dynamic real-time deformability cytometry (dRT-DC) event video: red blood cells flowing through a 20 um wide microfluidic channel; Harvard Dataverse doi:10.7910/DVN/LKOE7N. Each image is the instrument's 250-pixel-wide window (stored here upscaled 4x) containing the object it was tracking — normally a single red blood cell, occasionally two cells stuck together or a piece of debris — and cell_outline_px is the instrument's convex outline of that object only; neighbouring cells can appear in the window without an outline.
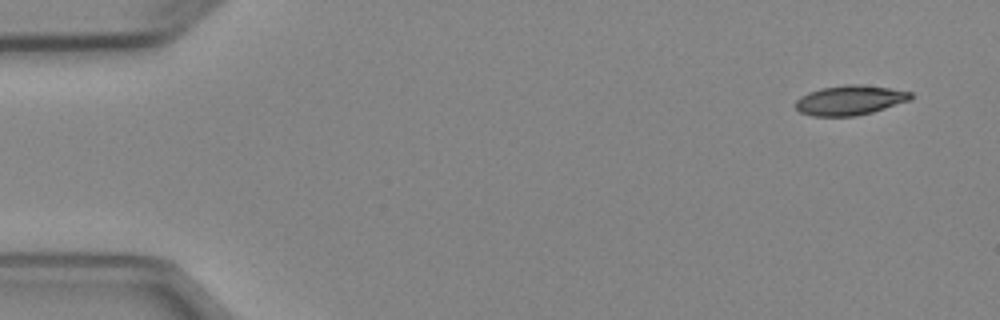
{"species": "Egyptian fruit bat (a non-hibernating species)", "species_latin": "Rousettus aegyptiacus", "temperature_condition": "cold", "stored_images_in_passage": 4, "camera_frame_rate_fps": 3000, "um_per_image_px": 0.085, "animal": {"sex": "female"}, "frame": {"image": 1, "passage_image": 1, "time_ms": 0.0, "image_size_px": [1000, 320], "cell_outline_px": [[912, 100], [872, 112], [856, 116], [812, 116], [800, 112], [796, 108], [796, 100], [800, 96], [808, 92], [820, 88], [848, 84], [856, 84], [888, 88], [912, 92]], "centroid_in_image_um": [72.24, 8.52], "position_along_channel_um": 12.8, "area_um2": 19.94}}
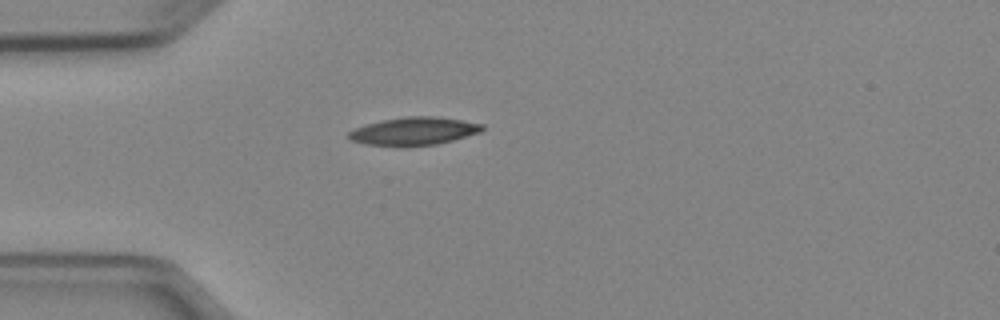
{"frame": {"image": 2, "passage_image": 4, "time_ms": 3.667, "image_size_px": [1000, 320], "cell_outline_px": [[484, 128], [480, 132], [452, 140], [436, 144], [404, 148], [400, 148], [364, 144], [352, 140], [348, 136], [348, 132], [356, 128], [380, 120], [408, 116], [432, 116], [460, 120], [484, 124]], "centroid_in_image_um": [35.15, 11.17], "position_along_channel_um": 49.9, "area_um2": 21.96}}